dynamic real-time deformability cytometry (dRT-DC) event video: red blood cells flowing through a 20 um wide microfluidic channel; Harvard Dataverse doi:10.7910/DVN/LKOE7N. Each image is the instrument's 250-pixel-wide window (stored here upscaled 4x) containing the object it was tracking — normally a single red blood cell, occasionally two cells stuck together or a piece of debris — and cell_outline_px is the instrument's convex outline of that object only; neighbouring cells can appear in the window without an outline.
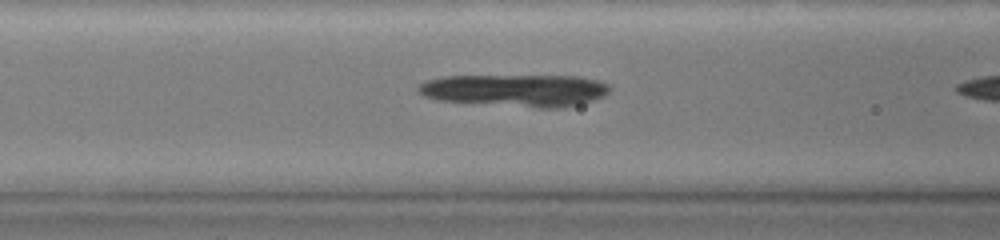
{"species": "common noctule bat (a hibernating species)", "species_latin": "Nyctalus noctula", "temperature_condition": "warm", "stored_images_in_passage": 18, "camera_frame_rate_fps": 3000, "um_per_image_px": 0.085, "animal": {"sex": "female", "body_mass_g": 19.0, "forearm_length_mm": 51.5}, "frame": {"image": 1, "passage_image": 17, "time_ms": 5.333, "image_size_px": [1000, 240], "cell_outline_px": [[612, 88], [604, 96], [580, 104], [564, 108], [540, 108], [436, 100], [424, 96], [416, 92], [416, 88], [424, 80], [444, 76], [580, 76], [600, 80], [608, 84]], "centroid_in_image_um": [43.81, 7.68], "position_along_channel_um": 122.8, "area_um2": 36.41}}